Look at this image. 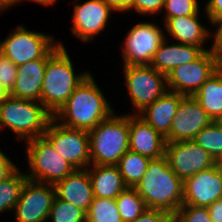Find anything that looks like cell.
Instances as JSON below:
<instances>
[{"label":"cell","mask_w":222,"mask_h":222,"mask_svg":"<svg viewBox=\"0 0 222 222\" xmlns=\"http://www.w3.org/2000/svg\"><path fill=\"white\" fill-rule=\"evenodd\" d=\"M94 79L90 73L76 87L65 104L53 116L55 121L68 128L89 131L115 112Z\"/></svg>","instance_id":"6da1fadb"},{"label":"cell","mask_w":222,"mask_h":222,"mask_svg":"<svg viewBox=\"0 0 222 222\" xmlns=\"http://www.w3.org/2000/svg\"><path fill=\"white\" fill-rule=\"evenodd\" d=\"M135 189L150 209L174 216L183 204V181L173 172L166 156L151 159Z\"/></svg>","instance_id":"7a4b0ae2"},{"label":"cell","mask_w":222,"mask_h":222,"mask_svg":"<svg viewBox=\"0 0 222 222\" xmlns=\"http://www.w3.org/2000/svg\"><path fill=\"white\" fill-rule=\"evenodd\" d=\"M56 49L47 57L41 90V103L54 116L72 95L76 87L84 81L90 71L75 73L67 49L59 42Z\"/></svg>","instance_id":"3957f363"},{"label":"cell","mask_w":222,"mask_h":222,"mask_svg":"<svg viewBox=\"0 0 222 222\" xmlns=\"http://www.w3.org/2000/svg\"><path fill=\"white\" fill-rule=\"evenodd\" d=\"M91 165H117L129 150V113H113L89 130Z\"/></svg>","instance_id":"277c9868"},{"label":"cell","mask_w":222,"mask_h":222,"mask_svg":"<svg viewBox=\"0 0 222 222\" xmlns=\"http://www.w3.org/2000/svg\"><path fill=\"white\" fill-rule=\"evenodd\" d=\"M52 118L41 102L9 96L0 106V131L9 128L25 142L44 136Z\"/></svg>","instance_id":"5b68a950"},{"label":"cell","mask_w":222,"mask_h":222,"mask_svg":"<svg viewBox=\"0 0 222 222\" xmlns=\"http://www.w3.org/2000/svg\"><path fill=\"white\" fill-rule=\"evenodd\" d=\"M25 144L29 180L55 185L75 171L45 136L29 139Z\"/></svg>","instance_id":"8992f818"},{"label":"cell","mask_w":222,"mask_h":222,"mask_svg":"<svg viewBox=\"0 0 222 222\" xmlns=\"http://www.w3.org/2000/svg\"><path fill=\"white\" fill-rule=\"evenodd\" d=\"M3 41H0V53L16 66L36 59L47 57L59 45L54 36L28 30L24 25H17Z\"/></svg>","instance_id":"52a82bcc"},{"label":"cell","mask_w":222,"mask_h":222,"mask_svg":"<svg viewBox=\"0 0 222 222\" xmlns=\"http://www.w3.org/2000/svg\"><path fill=\"white\" fill-rule=\"evenodd\" d=\"M122 68L131 105L137 109L131 114H139L168 90L166 75L150 65H126Z\"/></svg>","instance_id":"ba28073f"},{"label":"cell","mask_w":222,"mask_h":222,"mask_svg":"<svg viewBox=\"0 0 222 222\" xmlns=\"http://www.w3.org/2000/svg\"><path fill=\"white\" fill-rule=\"evenodd\" d=\"M44 136L75 170L87 169L91 165L87 130L65 127L52 118Z\"/></svg>","instance_id":"9c48e42d"},{"label":"cell","mask_w":222,"mask_h":222,"mask_svg":"<svg viewBox=\"0 0 222 222\" xmlns=\"http://www.w3.org/2000/svg\"><path fill=\"white\" fill-rule=\"evenodd\" d=\"M165 34L155 22H140L131 27L121 48L123 66L150 65Z\"/></svg>","instance_id":"30bf717a"},{"label":"cell","mask_w":222,"mask_h":222,"mask_svg":"<svg viewBox=\"0 0 222 222\" xmlns=\"http://www.w3.org/2000/svg\"><path fill=\"white\" fill-rule=\"evenodd\" d=\"M221 66L212 52L205 50L196 60L171 70L166 75L167 88L184 96H193Z\"/></svg>","instance_id":"8fae6325"},{"label":"cell","mask_w":222,"mask_h":222,"mask_svg":"<svg viewBox=\"0 0 222 222\" xmlns=\"http://www.w3.org/2000/svg\"><path fill=\"white\" fill-rule=\"evenodd\" d=\"M55 197L54 185L27 179L13 210L15 222H47Z\"/></svg>","instance_id":"7c38bea8"},{"label":"cell","mask_w":222,"mask_h":222,"mask_svg":"<svg viewBox=\"0 0 222 222\" xmlns=\"http://www.w3.org/2000/svg\"><path fill=\"white\" fill-rule=\"evenodd\" d=\"M77 1L73 0V24L70 28L74 36L87 43L107 28L111 13L115 11L105 0H86L82 4Z\"/></svg>","instance_id":"4fadbf2b"},{"label":"cell","mask_w":222,"mask_h":222,"mask_svg":"<svg viewBox=\"0 0 222 222\" xmlns=\"http://www.w3.org/2000/svg\"><path fill=\"white\" fill-rule=\"evenodd\" d=\"M165 156L173 172L182 181L217 163L207 151L192 140L166 142Z\"/></svg>","instance_id":"5bb4252c"},{"label":"cell","mask_w":222,"mask_h":222,"mask_svg":"<svg viewBox=\"0 0 222 222\" xmlns=\"http://www.w3.org/2000/svg\"><path fill=\"white\" fill-rule=\"evenodd\" d=\"M222 199V167L216 163L183 181V204L208 207Z\"/></svg>","instance_id":"9a60e30c"},{"label":"cell","mask_w":222,"mask_h":222,"mask_svg":"<svg viewBox=\"0 0 222 222\" xmlns=\"http://www.w3.org/2000/svg\"><path fill=\"white\" fill-rule=\"evenodd\" d=\"M212 121L193 96H184L172 120L170 134L166 142L193 140Z\"/></svg>","instance_id":"2e32d148"},{"label":"cell","mask_w":222,"mask_h":222,"mask_svg":"<svg viewBox=\"0 0 222 222\" xmlns=\"http://www.w3.org/2000/svg\"><path fill=\"white\" fill-rule=\"evenodd\" d=\"M129 150L150 159L165 156L166 138L138 114H129Z\"/></svg>","instance_id":"e0dca14e"},{"label":"cell","mask_w":222,"mask_h":222,"mask_svg":"<svg viewBox=\"0 0 222 222\" xmlns=\"http://www.w3.org/2000/svg\"><path fill=\"white\" fill-rule=\"evenodd\" d=\"M56 196L75 205L86 214L93 201V189L87 169L75 170L55 185Z\"/></svg>","instance_id":"ac0fdd59"},{"label":"cell","mask_w":222,"mask_h":222,"mask_svg":"<svg viewBox=\"0 0 222 222\" xmlns=\"http://www.w3.org/2000/svg\"><path fill=\"white\" fill-rule=\"evenodd\" d=\"M165 38L155 52L150 66L167 75L177 66L196 60L206 49L205 46H195L183 43H167ZM169 44V45H168Z\"/></svg>","instance_id":"d6986e66"},{"label":"cell","mask_w":222,"mask_h":222,"mask_svg":"<svg viewBox=\"0 0 222 222\" xmlns=\"http://www.w3.org/2000/svg\"><path fill=\"white\" fill-rule=\"evenodd\" d=\"M184 95L167 90L138 115L164 138H168L172 120Z\"/></svg>","instance_id":"ffe728a7"},{"label":"cell","mask_w":222,"mask_h":222,"mask_svg":"<svg viewBox=\"0 0 222 222\" xmlns=\"http://www.w3.org/2000/svg\"><path fill=\"white\" fill-rule=\"evenodd\" d=\"M47 59H36L19 65L10 96L41 102V90Z\"/></svg>","instance_id":"44dd1931"},{"label":"cell","mask_w":222,"mask_h":222,"mask_svg":"<svg viewBox=\"0 0 222 222\" xmlns=\"http://www.w3.org/2000/svg\"><path fill=\"white\" fill-rule=\"evenodd\" d=\"M199 14L170 18L164 24V28L168 32V37L165 36V38L170 37V40L178 43L204 46L210 38L211 30L208 26L202 25Z\"/></svg>","instance_id":"7402d4cb"},{"label":"cell","mask_w":222,"mask_h":222,"mask_svg":"<svg viewBox=\"0 0 222 222\" xmlns=\"http://www.w3.org/2000/svg\"><path fill=\"white\" fill-rule=\"evenodd\" d=\"M87 170L94 197L116 199L128 188L116 165H90Z\"/></svg>","instance_id":"603a6c76"},{"label":"cell","mask_w":222,"mask_h":222,"mask_svg":"<svg viewBox=\"0 0 222 222\" xmlns=\"http://www.w3.org/2000/svg\"><path fill=\"white\" fill-rule=\"evenodd\" d=\"M213 121L222 116V66L193 95Z\"/></svg>","instance_id":"cb8c5ba5"},{"label":"cell","mask_w":222,"mask_h":222,"mask_svg":"<svg viewBox=\"0 0 222 222\" xmlns=\"http://www.w3.org/2000/svg\"><path fill=\"white\" fill-rule=\"evenodd\" d=\"M150 161V158L131 150H128L118 161L116 166L128 188H135L137 186Z\"/></svg>","instance_id":"d4e9b609"},{"label":"cell","mask_w":222,"mask_h":222,"mask_svg":"<svg viewBox=\"0 0 222 222\" xmlns=\"http://www.w3.org/2000/svg\"><path fill=\"white\" fill-rule=\"evenodd\" d=\"M18 168L10 177L0 182V213L13 211L17 204L22 187L26 180V172Z\"/></svg>","instance_id":"484cf974"},{"label":"cell","mask_w":222,"mask_h":222,"mask_svg":"<svg viewBox=\"0 0 222 222\" xmlns=\"http://www.w3.org/2000/svg\"><path fill=\"white\" fill-rule=\"evenodd\" d=\"M218 163L222 160V125L218 121H212L203 128L192 140Z\"/></svg>","instance_id":"4316f807"},{"label":"cell","mask_w":222,"mask_h":222,"mask_svg":"<svg viewBox=\"0 0 222 222\" xmlns=\"http://www.w3.org/2000/svg\"><path fill=\"white\" fill-rule=\"evenodd\" d=\"M123 222L133 221L148 207L135 188H127L115 199Z\"/></svg>","instance_id":"83f0119b"},{"label":"cell","mask_w":222,"mask_h":222,"mask_svg":"<svg viewBox=\"0 0 222 222\" xmlns=\"http://www.w3.org/2000/svg\"><path fill=\"white\" fill-rule=\"evenodd\" d=\"M86 222H123L115 199L94 197Z\"/></svg>","instance_id":"f1b7e54d"},{"label":"cell","mask_w":222,"mask_h":222,"mask_svg":"<svg viewBox=\"0 0 222 222\" xmlns=\"http://www.w3.org/2000/svg\"><path fill=\"white\" fill-rule=\"evenodd\" d=\"M87 214L75 205L55 197L48 220L51 222H86Z\"/></svg>","instance_id":"f546056e"},{"label":"cell","mask_w":222,"mask_h":222,"mask_svg":"<svg viewBox=\"0 0 222 222\" xmlns=\"http://www.w3.org/2000/svg\"><path fill=\"white\" fill-rule=\"evenodd\" d=\"M198 0H165L162 13L163 25L170 19L200 13Z\"/></svg>","instance_id":"4dcf8cb0"},{"label":"cell","mask_w":222,"mask_h":222,"mask_svg":"<svg viewBox=\"0 0 222 222\" xmlns=\"http://www.w3.org/2000/svg\"><path fill=\"white\" fill-rule=\"evenodd\" d=\"M173 218L177 222H212L206 207L182 205Z\"/></svg>","instance_id":"1f68e13d"},{"label":"cell","mask_w":222,"mask_h":222,"mask_svg":"<svg viewBox=\"0 0 222 222\" xmlns=\"http://www.w3.org/2000/svg\"><path fill=\"white\" fill-rule=\"evenodd\" d=\"M17 70L18 66L0 53V84L9 92L14 86Z\"/></svg>","instance_id":"d6a6232c"},{"label":"cell","mask_w":222,"mask_h":222,"mask_svg":"<svg viewBox=\"0 0 222 222\" xmlns=\"http://www.w3.org/2000/svg\"><path fill=\"white\" fill-rule=\"evenodd\" d=\"M165 0H134L133 6L130 10H133L140 15L160 14L163 10Z\"/></svg>","instance_id":"836d02e7"},{"label":"cell","mask_w":222,"mask_h":222,"mask_svg":"<svg viewBox=\"0 0 222 222\" xmlns=\"http://www.w3.org/2000/svg\"><path fill=\"white\" fill-rule=\"evenodd\" d=\"M208 23H210V27L213 26V29H215V31L213 30L214 33L210 32V38H213V44L209 50L222 63V19Z\"/></svg>","instance_id":"e575fe53"},{"label":"cell","mask_w":222,"mask_h":222,"mask_svg":"<svg viewBox=\"0 0 222 222\" xmlns=\"http://www.w3.org/2000/svg\"><path fill=\"white\" fill-rule=\"evenodd\" d=\"M172 218L173 215L166 211L148 208L133 221L129 222H169Z\"/></svg>","instance_id":"d590c367"},{"label":"cell","mask_w":222,"mask_h":222,"mask_svg":"<svg viewBox=\"0 0 222 222\" xmlns=\"http://www.w3.org/2000/svg\"><path fill=\"white\" fill-rule=\"evenodd\" d=\"M203 9L209 22L222 19V0H207Z\"/></svg>","instance_id":"8d00e7d4"},{"label":"cell","mask_w":222,"mask_h":222,"mask_svg":"<svg viewBox=\"0 0 222 222\" xmlns=\"http://www.w3.org/2000/svg\"><path fill=\"white\" fill-rule=\"evenodd\" d=\"M18 167L0 148V182L10 177Z\"/></svg>","instance_id":"74e56055"},{"label":"cell","mask_w":222,"mask_h":222,"mask_svg":"<svg viewBox=\"0 0 222 222\" xmlns=\"http://www.w3.org/2000/svg\"><path fill=\"white\" fill-rule=\"evenodd\" d=\"M207 209L212 222H222V199L216 200Z\"/></svg>","instance_id":"f35d334b"},{"label":"cell","mask_w":222,"mask_h":222,"mask_svg":"<svg viewBox=\"0 0 222 222\" xmlns=\"http://www.w3.org/2000/svg\"><path fill=\"white\" fill-rule=\"evenodd\" d=\"M116 12L130 11L134 0H105Z\"/></svg>","instance_id":"ab89813d"},{"label":"cell","mask_w":222,"mask_h":222,"mask_svg":"<svg viewBox=\"0 0 222 222\" xmlns=\"http://www.w3.org/2000/svg\"><path fill=\"white\" fill-rule=\"evenodd\" d=\"M20 4L19 0H0V13H4L9 8L15 6L16 4Z\"/></svg>","instance_id":"60d3db41"},{"label":"cell","mask_w":222,"mask_h":222,"mask_svg":"<svg viewBox=\"0 0 222 222\" xmlns=\"http://www.w3.org/2000/svg\"><path fill=\"white\" fill-rule=\"evenodd\" d=\"M10 96L9 91H7L1 84H0V106L3 102Z\"/></svg>","instance_id":"b9f144b4"},{"label":"cell","mask_w":222,"mask_h":222,"mask_svg":"<svg viewBox=\"0 0 222 222\" xmlns=\"http://www.w3.org/2000/svg\"><path fill=\"white\" fill-rule=\"evenodd\" d=\"M19 1L22 3L26 0H19ZM31 1L41 4V5H44V6L54 5L57 2V0H31Z\"/></svg>","instance_id":"7bdbcfd3"},{"label":"cell","mask_w":222,"mask_h":222,"mask_svg":"<svg viewBox=\"0 0 222 222\" xmlns=\"http://www.w3.org/2000/svg\"><path fill=\"white\" fill-rule=\"evenodd\" d=\"M218 122L222 125V116L218 119Z\"/></svg>","instance_id":"ee69618b"},{"label":"cell","mask_w":222,"mask_h":222,"mask_svg":"<svg viewBox=\"0 0 222 222\" xmlns=\"http://www.w3.org/2000/svg\"><path fill=\"white\" fill-rule=\"evenodd\" d=\"M169 222H177L174 218H172Z\"/></svg>","instance_id":"f6af8a7d"}]
</instances>
